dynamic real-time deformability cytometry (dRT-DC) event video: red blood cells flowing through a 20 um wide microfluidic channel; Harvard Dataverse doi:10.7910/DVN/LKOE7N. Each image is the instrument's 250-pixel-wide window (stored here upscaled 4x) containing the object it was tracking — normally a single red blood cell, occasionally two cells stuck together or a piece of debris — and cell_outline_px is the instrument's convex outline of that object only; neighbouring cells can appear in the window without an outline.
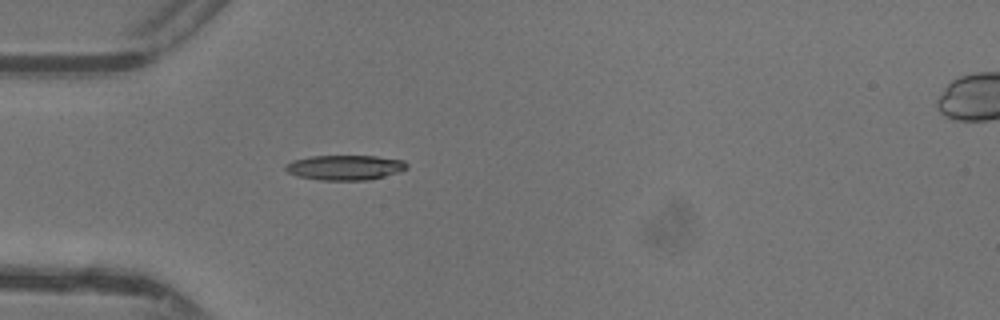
{"species": "common noctule bat (a hibernating species)", "species_latin": "Nyctalus noctula", "temperature_condition": "warm", "stored_images_in_passage": 10, "camera_frame_rate_fps": 3000, "um_per_image_px": 0.085, "animal": {"sex": "female"}, "frame": {"image": 1, "passage_image": 1, "time_ms": 0.0, "image_size_px": [1000, 320], "cell_outline_px": [[408, 168], [400, 172], [368, 180], [320, 180], [296, 176], [288, 172], [284, 168], [284, 164], [292, 160], [312, 156], [376, 156], [404, 160], [408, 164]], "centroid_in_image_um": [29.32, 14.24], "position_along_channel_um": 55.7, "area_um2": 17.8}}
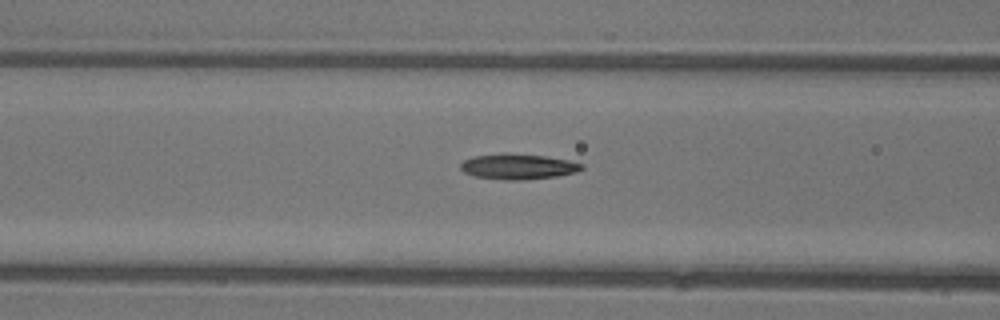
{"frame": {"image": 2, "passage_image": 6, "time_ms": 1.667, "image_size_px": [1000, 320], "cell_outline_px": [[584, 168], [576, 172], [556, 176], [520, 180], [504, 180], [472, 176], [464, 172], [460, 168], [460, 164], [464, 160], [472, 156], [504, 152], [508, 152], [544, 156], [568, 160], [584, 164]], "centroid_in_image_um": [43.99, 14.14], "position_along_channel_um": 122.6, "area_um2": 18.21}}
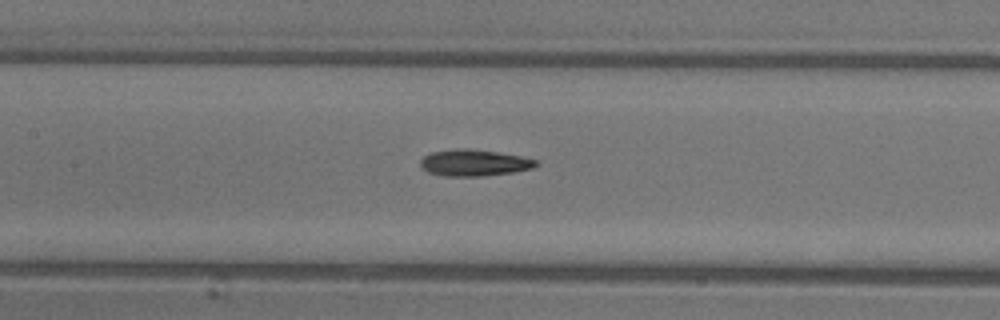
{"frame": {"image": 3, "passage_image": 9, "time_ms": 2.667, "image_size_px": [1000, 320], "cell_outline_px": [[536, 164], [532, 168], [512, 172], [480, 176], [444, 176], [428, 172], [420, 168], [420, 160], [424, 156], [432, 152], [456, 148], [468, 148], [496, 152], [520, 156], [536, 160]], "centroid_in_image_um": [40.22, 13.83], "position_along_channel_um": 167.2, "area_um2": 17.69}}